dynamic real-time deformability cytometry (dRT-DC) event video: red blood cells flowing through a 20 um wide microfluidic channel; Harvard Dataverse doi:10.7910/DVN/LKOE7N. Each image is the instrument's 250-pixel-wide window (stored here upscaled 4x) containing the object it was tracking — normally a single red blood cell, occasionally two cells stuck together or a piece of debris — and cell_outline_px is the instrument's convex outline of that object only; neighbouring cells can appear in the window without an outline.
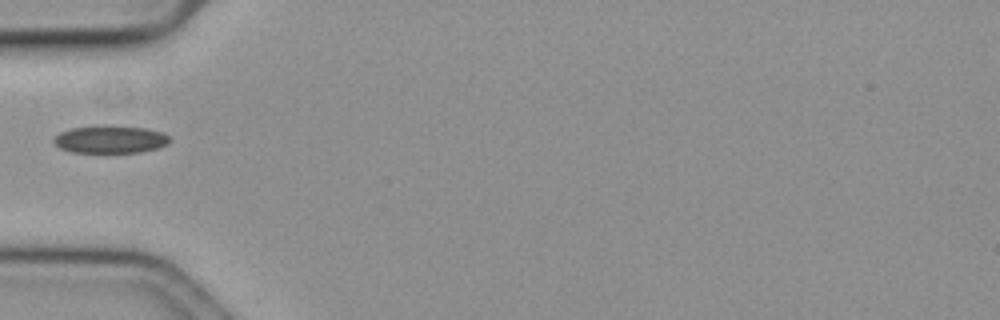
{"species": "common noctule bat (a hibernating species)", "species_latin": "Nyctalus noctula", "temperature_condition": "cold", "stored_images_in_passage": 10, "camera_frame_rate_fps": 3000, "um_per_image_px": 0.085, "animal": {"sex": "female", "body_mass_g": 19.3, "forearm_length_mm": 54.1}, "frame": {"image": 1, "passage_image": 1, "time_ms": 0.0, "image_size_px": [1000, 320], "cell_outline_px": [[168, 144], [156, 148], [140, 152], [72, 152], [60, 148], [52, 140], [60, 132], [72, 128], [104, 124], [144, 128], [164, 132], [168, 136]], "centroid_in_image_um": [9.36, 11.83], "position_along_channel_um": 75.6, "area_um2": 18.67}}
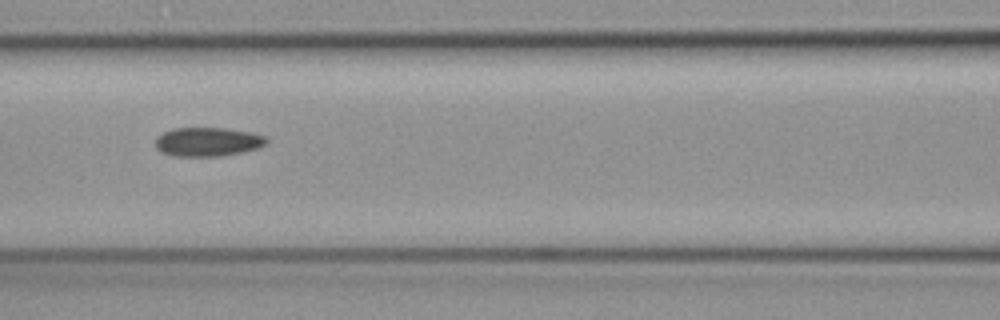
{"frame": {"image": 2, "passage_image": 7, "time_ms": 2.0, "image_size_px": [1000, 320], "cell_outline_px": [[268, 140], [264, 144], [256, 148], [240, 152], [220, 156], [172, 156], [160, 152], [156, 148], [156, 136], [172, 128], [224, 128], [252, 132], [264, 136]], "centroid_in_image_um": [17.6, 12.05], "position_along_channel_um": 149.0, "area_um2": 18.67}}
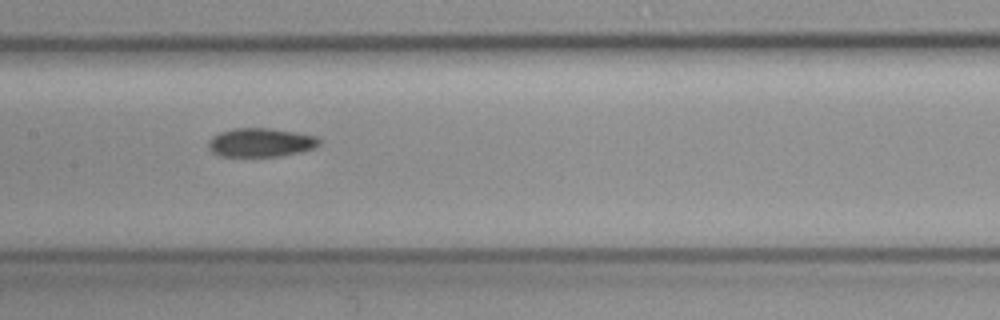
{"frame": {"image": 3, "passage_image": 10, "time_ms": 3.0, "image_size_px": [1000, 320], "cell_outline_px": [[320, 144], [312, 148], [300, 152], [276, 156], [224, 156], [212, 152], [208, 144], [208, 140], [212, 136], [220, 132], [232, 128], [268, 128], [296, 132], [316, 136], [320, 140]], "centroid_in_image_um": [22.14, 12.1], "position_along_channel_um": 185.3, "area_um2": 18.44}}